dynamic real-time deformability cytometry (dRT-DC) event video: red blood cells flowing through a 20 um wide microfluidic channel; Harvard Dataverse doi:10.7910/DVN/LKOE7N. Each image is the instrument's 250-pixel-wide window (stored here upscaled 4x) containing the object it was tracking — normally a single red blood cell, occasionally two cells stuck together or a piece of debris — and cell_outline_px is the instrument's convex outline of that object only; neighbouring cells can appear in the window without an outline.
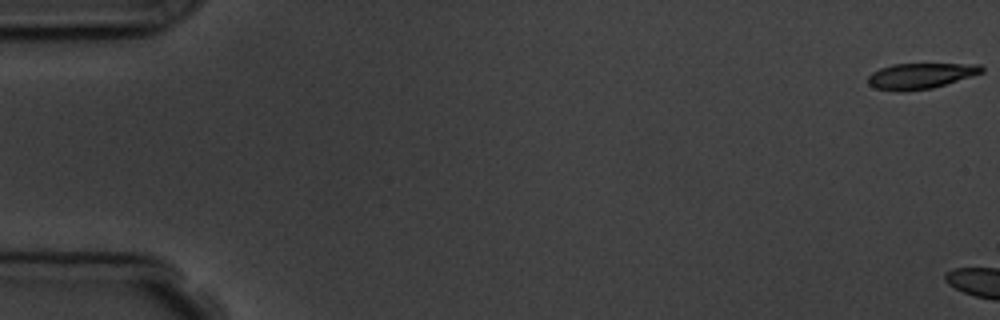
{"species": "common noctule bat (a hibernating species)", "species_latin": "Nyctalus noctula", "temperature_condition": "room temperature", "stored_images_in_passage": 10, "camera_frame_rate_fps": 3000, "um_per_image_px": 0.085, "animal": {"sex": "male", "body_mass_g": 19.5, "forearm_length_mm": 54.6}, "frame": {"image": 1, "passage_image": 1, "time_ms": 0.0, "image_size_px": [1000, 320], "cell_outline_px": [[984, 72], [972, 76], [932, 88], [904, 92], [896, 92], [876, 88], [868, 84], [868, 76], [872, 72], [880, 68], [892, 64], [980, 64], [984, 68]], "centroid_in_image_um": [78.22, 6.45], "position_along_channel_um": 6.8, "area_um2": 17.11}}
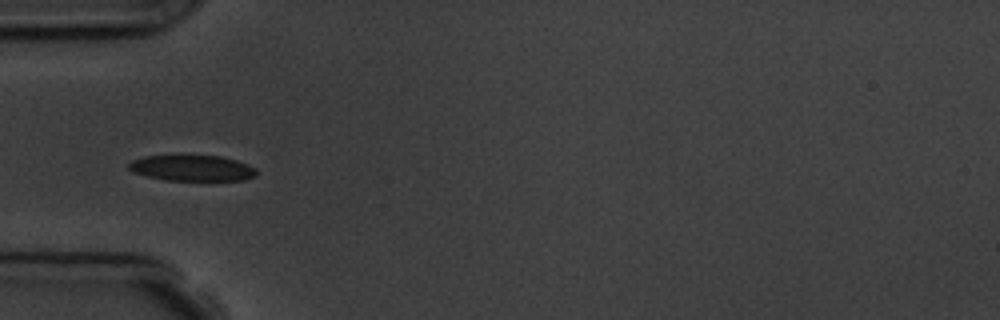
{"frame": {"image": 2, "passage_image": 7, "time_ms": 7.0, "image_size_px": [1000, 320], "cell_outline_px": [[256, 176], [244, 180], [164, 180], [132, 172], [128, 168], [128, 164], [132, 160], [144, 156], [220, 156], [236, 160], [248, 164], [256, 168]], "centroid_in_image_um": [16.34, 14.29], "position_along_channel_um": 68.7, "area_um2": 19.13}}